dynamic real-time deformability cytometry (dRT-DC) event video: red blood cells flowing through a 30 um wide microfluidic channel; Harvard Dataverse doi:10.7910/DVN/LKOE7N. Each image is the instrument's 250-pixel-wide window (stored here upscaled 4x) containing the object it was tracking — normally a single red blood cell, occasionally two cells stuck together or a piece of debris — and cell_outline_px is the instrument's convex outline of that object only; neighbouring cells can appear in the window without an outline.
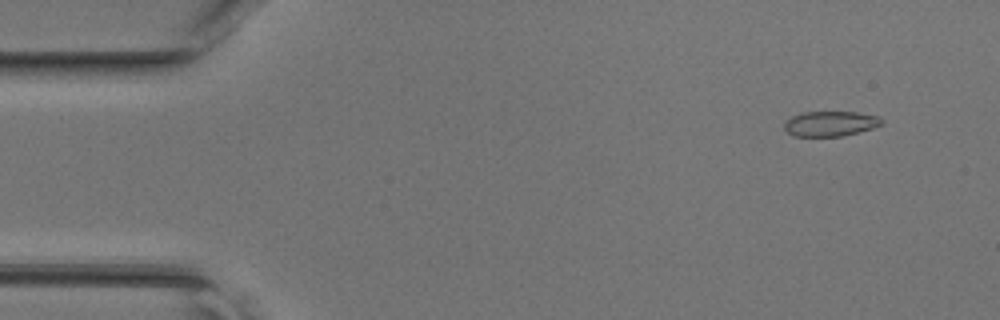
{"species": "common noctule bat (a hibernating species)", "species_latin": "Nyctalus noctula", "temperature_condition": "room temperature", "stored_images_in_passage": 13, "camera_frame_rate_fps": 3000, "um_per_image_px": 0.085, "animal": {"sex": "female", "body_mass_g": 17.0, "forearm_length_mm": 48.0}, "frame": {"image": 1, "passage_image": 4, "time_ms": 1.0, "image_size_px": [1000, 320], "cell_outline_px": [[884, 120], [880, 124], [872, 128], [840, 136], [792, 136], [784, 128], [784, 124], [792, 116], [800, 112], [856, 112], [876, 116]], "centroid_in_image_um": [70.54, 10.5], "position_along_channel_um": 14.5, "area_um2": 13.99}}